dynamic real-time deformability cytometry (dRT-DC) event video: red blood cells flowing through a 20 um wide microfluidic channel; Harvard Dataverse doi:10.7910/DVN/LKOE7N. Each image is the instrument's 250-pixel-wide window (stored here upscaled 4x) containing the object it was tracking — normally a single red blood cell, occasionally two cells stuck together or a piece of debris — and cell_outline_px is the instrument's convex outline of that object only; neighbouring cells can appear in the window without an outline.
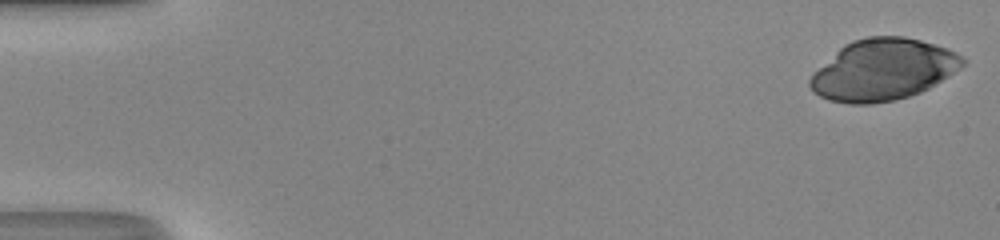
{"species": "human", "species_latin": "Homo sapiens", "temperature_condition": "room temperature", "stored_images_in_passage": 19, "camera_frame_rate_fps": 3000, "um_per_image_px": 0.085, "donor": {"sex": "male"}, "frame": {"image": 1, "passage_image": 1, "time_ms": 0.0, "image_size_px": [1000, 240], "cell_outline_px": [[964, 64], [960, 68], [948, 76], [928, 88], [920, 92], [896, 100], [872, 104], [848, 104], [828, 100], [820, 96], [808, 84], [808, 80], [844, 44], [852, 40], [868, 36], [904, 36], [920, 40], [948, 48], [964, 56]], "centroid_in_image_um": [75.08, 5.93], "position_along_channel_um": 9.9, "area_um2": 54.16}}